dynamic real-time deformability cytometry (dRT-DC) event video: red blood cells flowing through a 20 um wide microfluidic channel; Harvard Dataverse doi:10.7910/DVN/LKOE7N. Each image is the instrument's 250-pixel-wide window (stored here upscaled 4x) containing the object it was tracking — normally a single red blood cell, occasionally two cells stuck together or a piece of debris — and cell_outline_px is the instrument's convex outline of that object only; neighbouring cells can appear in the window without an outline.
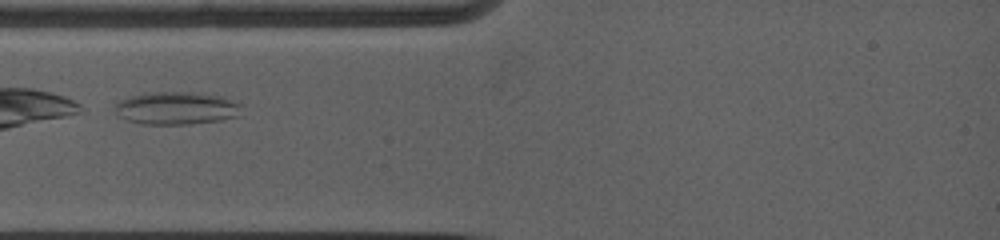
{"species": "common noctule bat (a hibernating species)", "species_latin": "Nyctalus noctula", "temperature_condition": "warm", "stored_images_in_passage": 11, "camera_frame_rate_fps": 5000, "um_per_image_px": 0.085, "animal": {"sex": "female", "body_mass_g": 19.0, "forearm_length_mm": 53.3}, "frame": {"image": 1, "passage_image": 1, "time_ms": 0.0, "image_size_px": [1000, 240], "cell_outline_px": [[240, 116], [220, 120], [188, 124], [144, 124], [128, 120], [120, 116], [116, 112], [116, 104], [120, 100], [132, 96], [152, 92], [188, 92], [224, 96], [240, 104]], "centroid_in_image_um": [15.04, 9.19], "position_along_channel_um": 70.0, "area_um2": 23.93}}
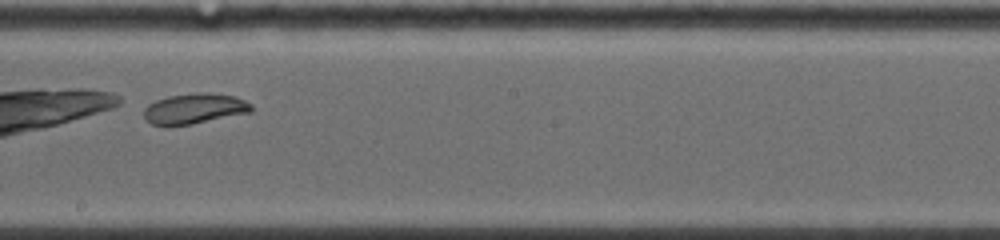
{"frame": {"image": 2, "passage_image": 5, "time_ms": 4.2, "image_size_px": [1000, 240], "cell_outline_px": [[252, 112], [192, 124], [152, 124], [144, 116], [144, 108], [148, 104], [156, 100], [168, 96], [196, 92], [208, 92], [236, 96], [252, 104]], "centroid_in_image_um": [16.58, 9.2], "position_along_channel_um": 231.6, "area_um2": 18.9}}
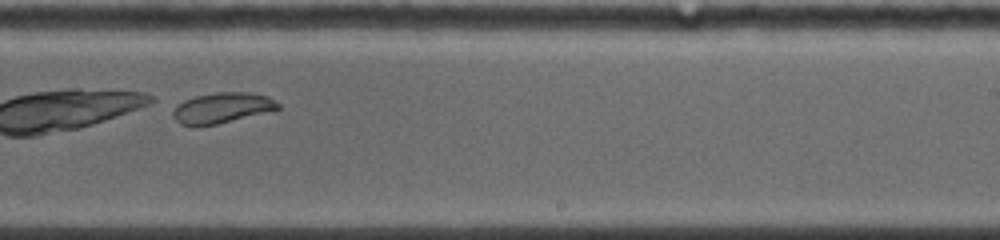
{"frame": {"image": 3, "passage_image": 7, "time_ms": 5.2, "image_size_px": [1000, 240], "cell_outline_px": [[280, 108], [276, 112], [196, 128], [192, 128], [180, 124], [172, 116], [172, 108], [184, 100], [196, 96], [216, 92], [248, 92], [268, 96], [280, 104]], "centroid_in_image_um": [18.9, 9.2], "position_along_channel_um": 270.1, "area_um2": 19.48}}